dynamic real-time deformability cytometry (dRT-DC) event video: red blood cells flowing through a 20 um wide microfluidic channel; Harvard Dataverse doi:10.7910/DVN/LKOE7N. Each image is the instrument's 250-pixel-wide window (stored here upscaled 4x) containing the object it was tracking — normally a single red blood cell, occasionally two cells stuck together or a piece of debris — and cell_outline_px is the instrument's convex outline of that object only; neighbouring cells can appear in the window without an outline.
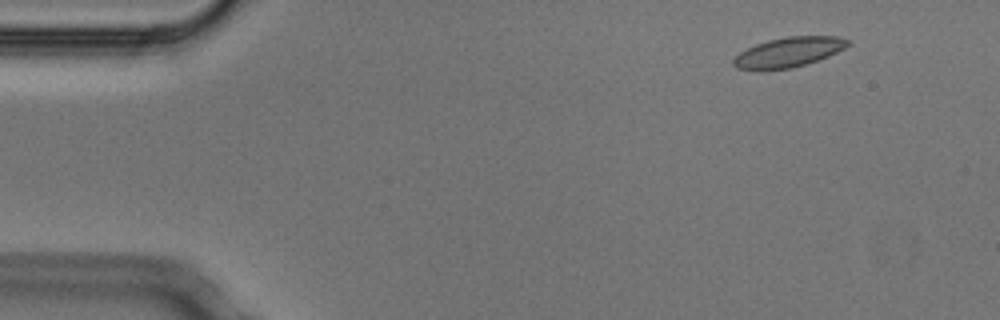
{"species": "Egyptian fruit bat (a non-hibernating species)", "species_latin": "Rousettus aegyptiacus", "temperature_condition": "cold", "stored_images_in_passage": 8, "camera_frame_rate_fps": 3000, "um_per_image_px": 0.085, "animal": {"sex": "male"}, "frame": {"image": 1, "passage_image": 1, "time_ms": 0.0, "image_size_px": [1000, 320], "cell_outline_px": [[852, 44], [828, 56], [792, 68], [760, 72], [756, 72], [736, 68], [732, 64], [732, 60], [740, 52], [756, 44], [768, 40], [788, 36], [840, 36], [852, 40]], "centroid_in_image_um": [67.0, 4.46], "position_along_channel_um": 18.0, "area_um2": 20.35}}
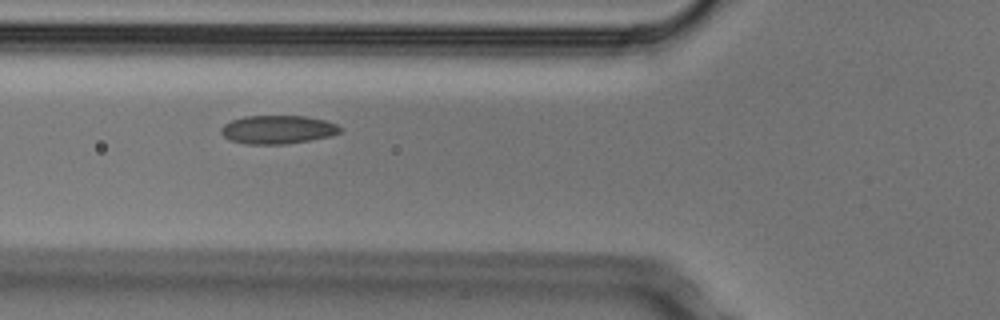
{"frame": {"image": 2, "passage_image": 5, "time_ms": 1.333, "image_size_px": [1000, 320], "cell_outline_px": [[344, 128], [340, 132], [332, 136], [284, 144], [244, 144], [228, 140], [220, 132], [220, 128], [224, 124], [232, 120], [244, 116], [304, 116], [324, 120], [336, 124]], "centroid_in_image_um": [23.59, 11.02], "position_along_channel_um": 102.2, "area_um2": 19.83}}
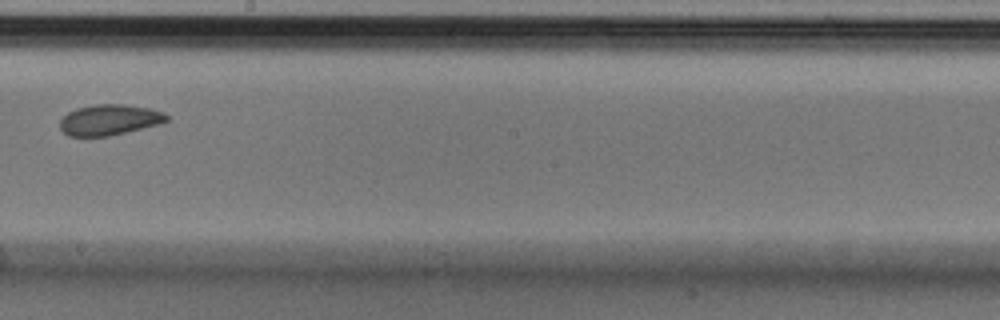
{"frame": {"image": 3, "passage_image": 8, "time_ms": 2.333, "image_size_px": [1000, 320], "cell_outline_px": [[168, 120], [160, 124], [108, 136], [68, 136], [60, 128], [60, 120], [68, 112], [76, 108], [96, 104], [124, 104], [148, 108], [164, 112], [168, 116]], "centroid_in_image_um": [9.29, 10.18], "position_along_channel_um": 238.9, "area_um2": 19.02}}